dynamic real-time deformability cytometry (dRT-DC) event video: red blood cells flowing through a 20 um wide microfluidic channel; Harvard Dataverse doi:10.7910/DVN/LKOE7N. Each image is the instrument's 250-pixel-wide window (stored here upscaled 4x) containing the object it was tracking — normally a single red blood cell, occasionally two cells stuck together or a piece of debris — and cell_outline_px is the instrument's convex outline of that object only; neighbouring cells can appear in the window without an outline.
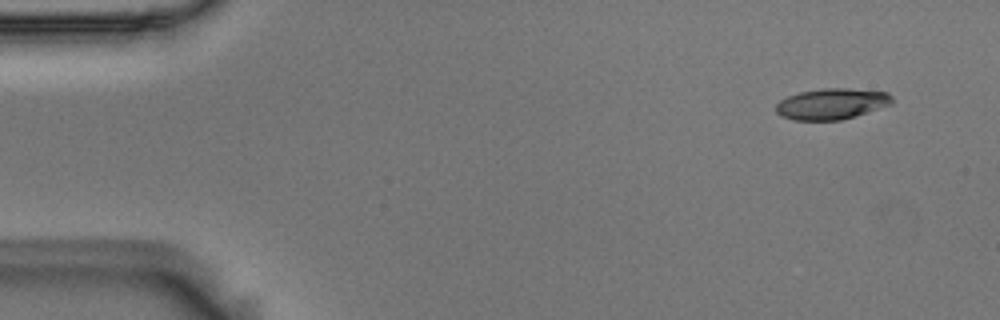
{"species": "Egyptian fruit bat (a non-hibernating species)", "species_latin": "Rousettus aegyptiacus", "temperature_condition": "room temperature", "stored_images_in_passage": 5, "camera_frame_rate_fps": 3000, "um_per_image_px": 0.085, "animal": {"sex": "male"}, "frame": {"image": 1, "passage_image": 1, "time_ms": 0.0, "image_size_px": [1000, 320], "cell_outline_px": [[892, 104], [856, 116], [840, 120], [792, 120], [780, 116], [776, 112], [776, 104], [780, 100], [788, 96], [800, 92], [824, 88], [848, 88], [888, 92], [892, 96]], "centroid_in_image_um": [70.69, 8.83], "position_along_channel_um": 14.3, "area_um2": 21.04}}
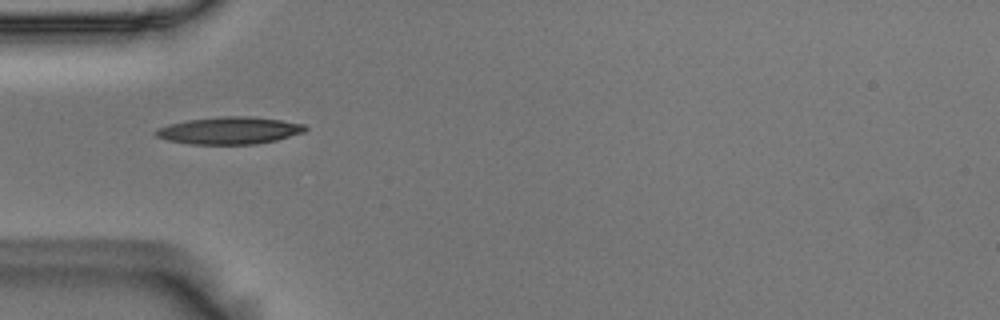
{"frame": {"image": 2, "passage_image": 4, "time_ms": 1.0, "image_size_px": [1000, 320], "cell_outline_px": [[308, 128], [304, 132], [276, 140], [256, 144], [192, 144], [168, 140], [156, 136], [152, 132], [156, 128], [168, 124], [188, 120], [224, 116], [248, 116], [280, 120], [304, 124]], "centroid_in_image_um": [19.47, 11.09], "position_along_channel_um": 65.5, "area_um2": 23.64}}
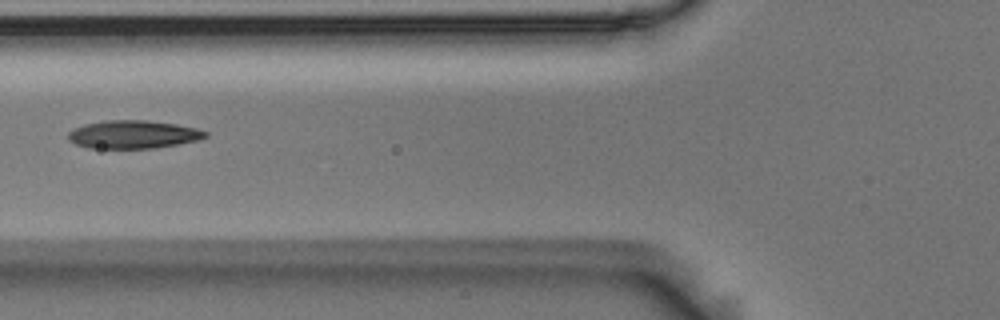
{"frame": {"image": 3, "passage_image": 5, "time_ms": 1.333, "image_size_px": [1000, 320], "cell_outline_px": [[208, 136], [196, 140], [176, 144], [152, 148], [88, 148], [76, 144], [68, 140], [68, 132], [84, 124], [104, 120], [144, 120], [176, 124], [196, 128], [208, 132]], "centroid_in_image_um": [11.29, 11.42], "position_along_channel_um": 114.5, "area_um2": 22.31}}